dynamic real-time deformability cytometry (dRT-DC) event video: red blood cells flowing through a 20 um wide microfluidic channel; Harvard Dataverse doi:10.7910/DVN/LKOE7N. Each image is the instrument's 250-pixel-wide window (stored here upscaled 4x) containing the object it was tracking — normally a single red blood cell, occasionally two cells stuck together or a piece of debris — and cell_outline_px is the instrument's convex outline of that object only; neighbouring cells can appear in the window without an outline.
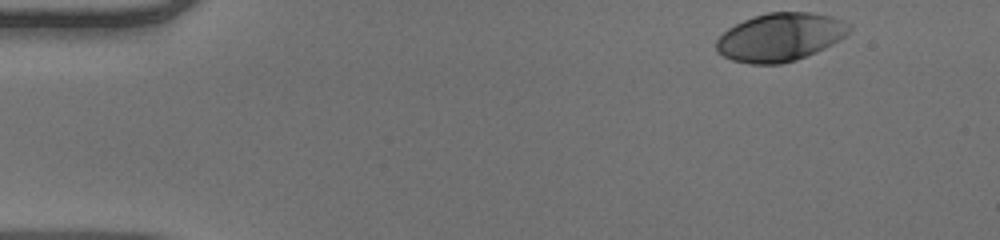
{"species": "human", "species_latin": "Homo sapiens", "temperature_condition": "warm", "stored_images_in_passage": 48, "camera_frame_rate_fps": 3000, "um_per_image_px": 0.085, "donor": {"sex": "male"}, "frame": {"image": 1, "passage_image": 1, "time_ms": 0.0, "image_size_px": [1000, 240], "cell_outline_px": [[852, 28], [840, 40], [816, 52], [796, 60], [780, 64], [752, 64], [732, 60], [716, 52], [716, 40], [728, 28], [752, 16], [768, 12], [812, 12], [832, 16], [848, 24]], "centroid_in_image_um": [66.3, 3.15], "position_along_channel_um": 18.7, "area_um2": 37.28}}
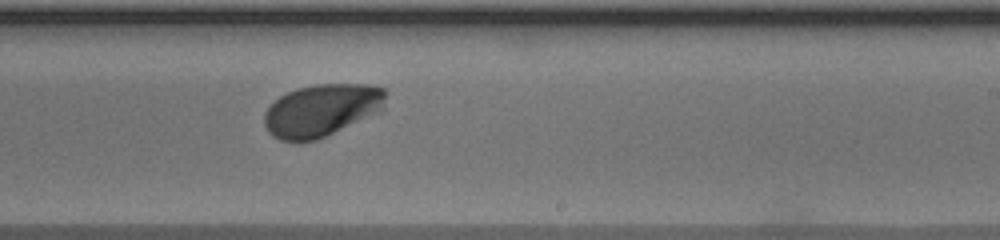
{"frame": {"image": 2, "passage_image": 28, "time_ms": 9.0, "image_size_px": [1000, 240], "cell_outline_px": [[384, 112], [316, 140], [280, 140], [272, 136], [268, 132], [264, 124], [264, 112], [280, 96], [296, 88], [316, 84], [372, 84], [384, 88]], "centroid_in_image_um": [27.39, 9.36], "position_along_channel_um": 261.6, "area_um2": 37.34}}
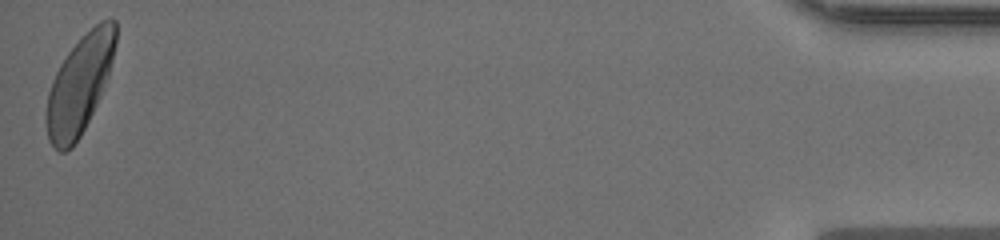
{"frame": {"image": 3, "passage_image": 48, "time_ms": 15.667, "image_size_px": [1000, 240], "cell_outline_px": [[116, 44], [108, 76], [100, 96], [80, 136], [72, 148], [64, 152], [60, 152], [48, 140], [44, 120], [48, 92], [52, 80], [60, 64], [68, 52], [100, 20], [116, 20]], "centroid_in_image_um": [6.73, 7.24], "position_along_channel_um": 428.5, "area_um2": 39.19}, "authors_computed_cell_mechanics": {"area_um2": 37.3677, "velocity_mm_per_s": 3.8849, "shape_relaxation_time_tau1_ms": 2.2679, "shape_relaxation_time_tau2_ms": null, "deformation_change_tau1": 0.147, "deformation_change_tau2": null}}